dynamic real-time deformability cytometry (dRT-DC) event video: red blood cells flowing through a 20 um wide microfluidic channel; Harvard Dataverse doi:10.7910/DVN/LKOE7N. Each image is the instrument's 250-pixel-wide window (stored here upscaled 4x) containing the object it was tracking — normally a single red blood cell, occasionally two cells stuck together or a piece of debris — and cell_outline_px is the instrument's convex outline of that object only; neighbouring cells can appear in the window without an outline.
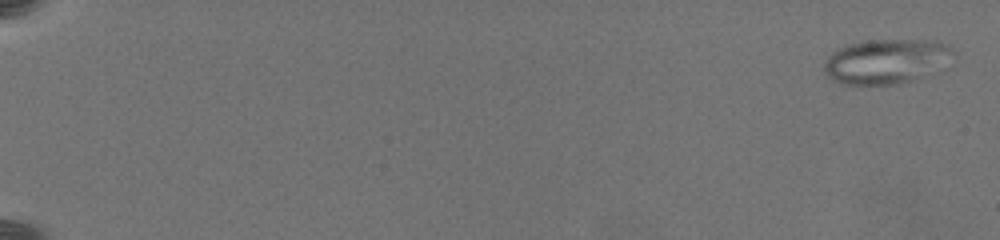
{"species": "common noctule bat (a hibernating species)", "species_latin": "Nyctalus noctula", "temperature_condition": "warm", "stored_images_in_passage": 24, "camera_frame_rate_fps": 3000, "um_per_image_px": 0.085, "animal": {"sex": "female", "body_mass_g": 19.5, "forearm_length_mm": 54.1}, "frame": {"image": 1, "passage_image": 1, "time_ms": 0.0, "image_size_px": [1000, 240], "cell_outline_px": [[956, 52], [912, 80], [900, 84], [840, 84], [832, 80], [824, 72], [824, 64], [828, 56], [832, 52], [848, 44], [864, 40], [936, 40], [948, 44]], "centroid_in_image_um": [75.2, 5.19], "position_along_channel_um": 9.8, "area_um2": 32.71}}
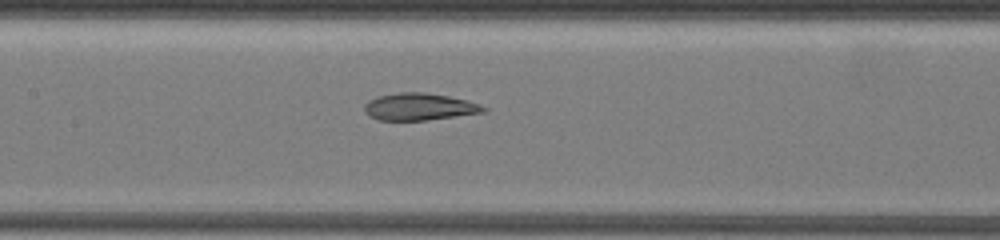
{"frame": {"image": 2, "passage_image": 24, "time_ms": 10.667, "image_size_px": [1000, 240], "cell_outline_px": [[488, 108], [484, 112], [428, 120], [380, 120], [368, 116], [364, 112], [364, 104], [368, 100], [376, 96], [396, 92], [428, 92], [468, 100], [480, 104]], "centroid_in_image_um": [35.61, 9.06], "position_along_channel_um": 171.8, "area_um2": 19.07}}